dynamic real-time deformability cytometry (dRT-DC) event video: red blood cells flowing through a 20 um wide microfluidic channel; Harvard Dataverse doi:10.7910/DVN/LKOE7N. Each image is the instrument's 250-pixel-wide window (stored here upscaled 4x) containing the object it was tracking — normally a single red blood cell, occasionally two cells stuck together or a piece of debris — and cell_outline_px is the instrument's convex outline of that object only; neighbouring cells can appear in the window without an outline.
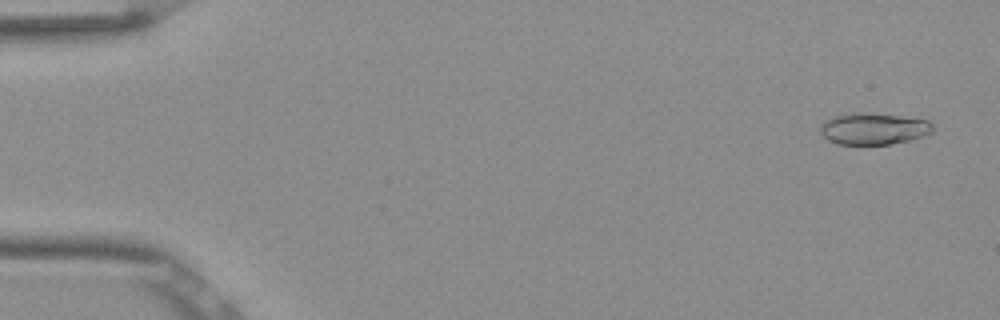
{"species": "Egyptian fruit bat (a non-hibernating species)", "species_latin": "Rousettus aegyptiacus", "temperature_condition": "room temperature", "stored_images_in_passage": 53, "camera_frame_rate_fps": 3000, "um_per_image_px": 0.085, "frame": {"image": 1, "passage_image": 3, "time_ms": 0.667, "image_size_px": [1000, 320], "cell_outline_px": [[932, 132], [924, 136], [912, 140], [892, 144], [836, 144], [828, 140], [820, 132], [820, 124], [824, 120], [832, 116], [844, 112], [860, 112], [900, 116], [928, 120], [932, 124]], "centroid_in_image_um": [74.21, 10.93], "position_along_channel_um": 10.8, "area_um2": 21.04}}
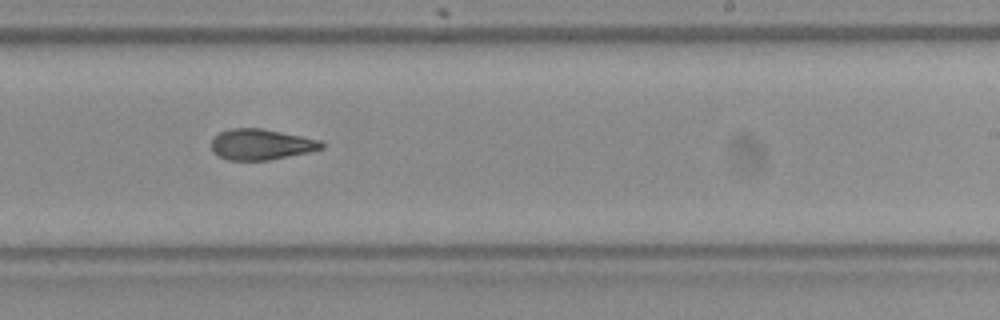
{"frame": {"image": 2, "passage_image": 33, "time_ms": 10.667, "image_size_px": [1000, 320], "cell_outline_px": [[324, 148], [308, 152], [268, 160], [228, 160], [212, 152], [212, 140], [220, 132], [232, 128], [264, 128], [320, 140], [324, 144]], "centroid_in_image_um": [22.2, 12.27], "position_along_channel_um": 266.8, "area_um2": 19.65}}
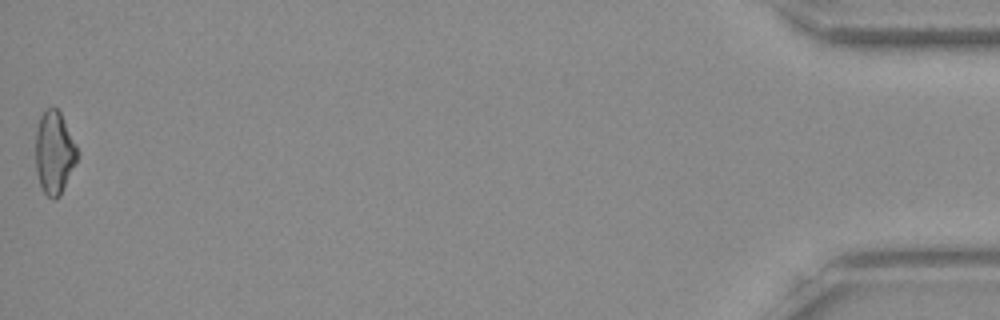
{"frame": {"image": 3, "passage_image": 53, "time_ms": 17.333, "image_size_px": [1000, 320], "cell_outline_px": [[80, 156], [60, 196], [56, 200], [52, 200], [44, 192], [40, 184], [36, 172], [36, 128], [40, 116], [52, 104], [60, 112], [80, 152]], "centroid_in_image_um": [4.64, 12.98], "position_along_channel_um": 430.6, "area_um2": 20.46}, "authors_computed_cell_mechanics": {"area_um2": 20.23, "velocity_mm_per_s": 3.888, "shape_relaxation_time_tau1_ms": 9.483, "shape_relaxation_time_tau2_ms": 4.3904, "deformation_change_tau1": 0.1942, "deformation_change_tau2": 0.1252}}